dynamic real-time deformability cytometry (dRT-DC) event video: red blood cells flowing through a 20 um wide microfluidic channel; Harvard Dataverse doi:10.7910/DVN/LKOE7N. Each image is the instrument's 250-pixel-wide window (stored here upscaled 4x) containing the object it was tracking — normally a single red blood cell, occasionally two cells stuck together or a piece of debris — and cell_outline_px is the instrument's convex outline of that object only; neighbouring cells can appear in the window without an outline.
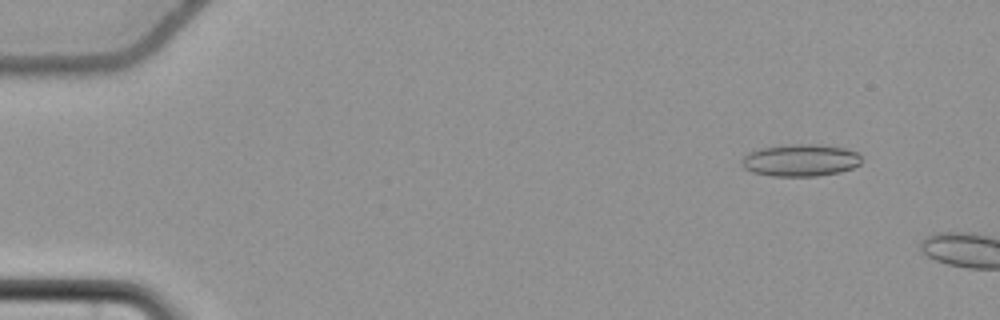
{"species": "common noctule bat (a hibernating species)", "species_latin": "Nyctalus noctula", "temperature_condition": "cold", "stored_images_in_passage": 5, "camera_frame_rate_fps": 3000, "um_per_image_px": 0.085, "animal": {"sex": "female", "body_mass_g": 22.7, "forearm_length_mm": 54.2}, "frame": {"image": 1, "passage_image": 2, "time_ms": 0.333, "image_size_px": [1000, 320], "cell_outline_px": [[860, 164], [852, 168], [840, 172], [816, 176], [772, 176], [752, 172], [744, 168], [740, 164], [740, 160], [748, 152], [760, 148], [788, 144], [820, 144], [844, 148], [860, 152]], "centroid_in_image_um": [68.02, 13.61], "position_along_channel_um": 17.0, "area_um2": 22.72}}